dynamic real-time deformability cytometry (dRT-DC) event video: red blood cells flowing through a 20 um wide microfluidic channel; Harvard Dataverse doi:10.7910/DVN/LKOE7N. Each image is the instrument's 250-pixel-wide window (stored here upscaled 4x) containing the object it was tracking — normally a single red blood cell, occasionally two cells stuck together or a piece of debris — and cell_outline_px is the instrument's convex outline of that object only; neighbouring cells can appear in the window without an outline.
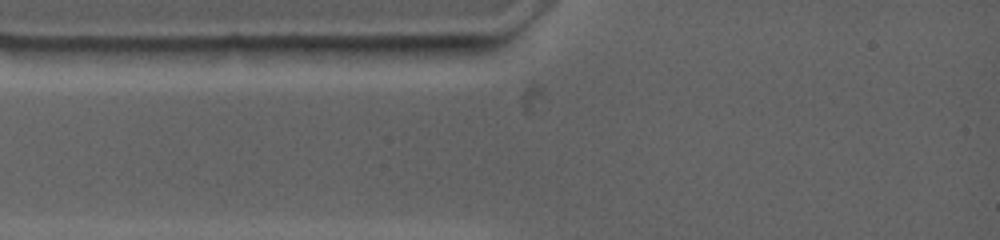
{"species": "common noctule bat (a hibernating species)", "species_latin": "Nyctalus noctula", "temperature_condition": "warm", "stored_images_in_passage": 3, "camera_frame_rate_fps": 4500, "um_per_image_px": 0.085, "animal": {"sex": "female", "body_mass_g": 19.0, "forearm_length_mm": 53.3}, "frame": {"image": 1, "passage_image": 2, "time_ms": 0.889, "image_size_px": [1000, 240], "cell_outline_px": [[452, 48], [424, 56], [348, 56], [300, 48], [316, 44], [452, 44]], "centroid_in_image_um": [32.32, 4.2], "position_along_channel_um": 52.7, "area_um2": 10.75}}